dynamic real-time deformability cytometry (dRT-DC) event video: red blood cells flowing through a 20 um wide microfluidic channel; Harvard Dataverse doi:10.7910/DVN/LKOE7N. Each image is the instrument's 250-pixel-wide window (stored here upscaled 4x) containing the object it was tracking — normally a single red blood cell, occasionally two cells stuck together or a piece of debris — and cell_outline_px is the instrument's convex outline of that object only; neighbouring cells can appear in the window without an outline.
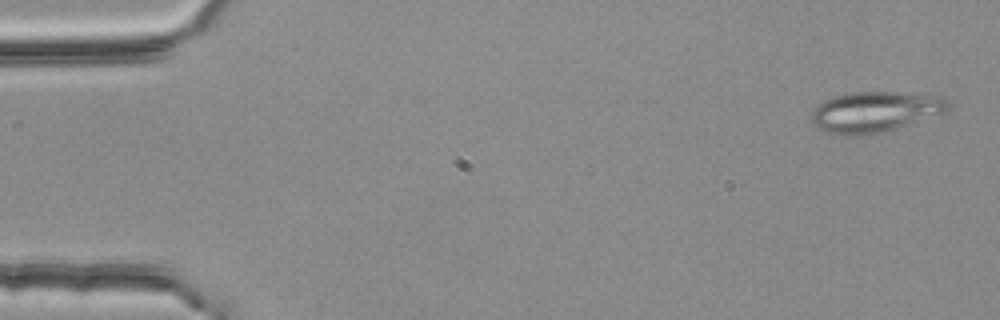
{"species": "common noctule bat (a hibernating species)", "species_latin": "Nyctalus noctula", "temperature_condition": "room temperature", "stored_images_in_passage": 55, "camera_frame_rate_fps": 3000, "um_per_image_px": 0.085, "animal": {"sex": "female", "body_mass_g": 25.1}, "frame": {"image": 1, "passage_image": 2, "time_ms": 0.333, "image_size_px": [1000, 320], "cell_outline_px": [[952, 104], [944, 112], [880, 132], [856, 136], [840, 136], [824, 132], [812, 124], [812, 112], [824, 100], [832, 96], [848, 92], [896, 92], [944, 96]], "centroid_in_image_um": [74.32, 9.49], "position_along_channel_um": 10.7, "area_um2": 32.19}}
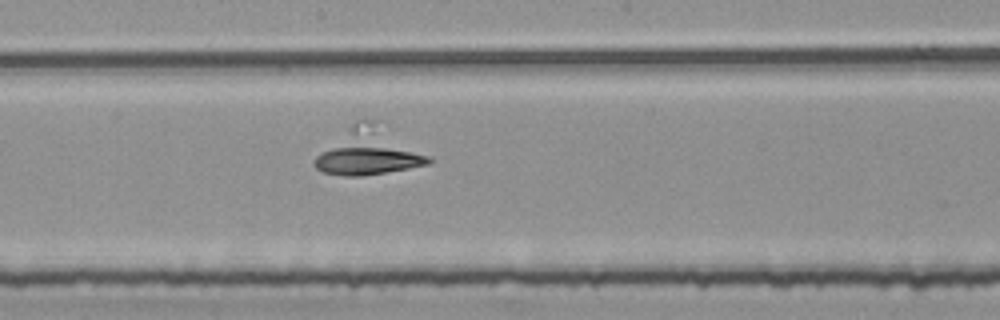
{"frame": {"image": 2, "passage_image": 29, "time_ms": 9.333, "image_size_px": [1000, 320], "cell_outline_px": [[432, 160], [428, 164], [408, 168], [360, 176], [340, 176], [324, 172], [316, 168], [312, 164], [316, 156], [320, 152], [352, 124], [364, 116], [372, 120], [432, 156]], "centroid_in_image_um": [31.34, 12.9], "position_along_channel_um": 216.9, "area_um2": 30.46}}
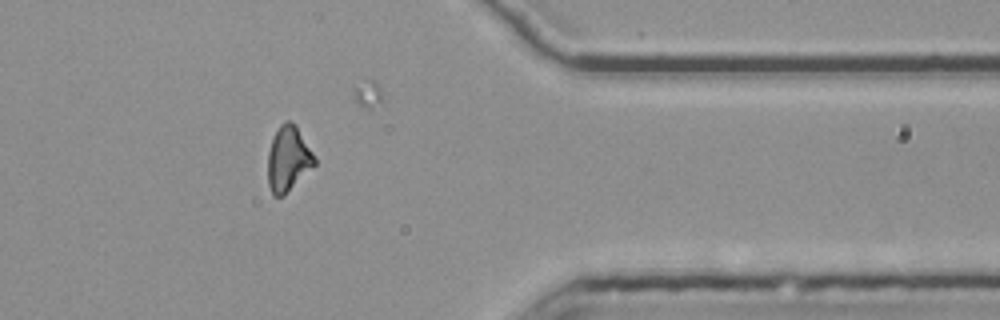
{"frame": {"image": 3, "passage_image": 44, "time_ms": 14.333, "image_size_px": [1000, 320], "cell_outline_px": [[316, 164], [284, 196], [272, 196], [268, 184], [268, 152], [272, 140], [280, 124], [284, 120], [292, 120], [296, 124], [312, 152], [316, 160]], "centroid_in_image_um": [24.49, 13.5], "position_along_channel_um": 386.9, "area_um2": 17.8}, "authors_computed_cell_mechanics": {"area_um2": 18.785, "velocity_mm_per_s": 3.786, "shape_relaxation_time_tau1_ms": null, "shape_relaxation_time_tau2_ms": 1.664, "deformation_change_tau1": null, "deformation_change_tau2": 0.1087}}